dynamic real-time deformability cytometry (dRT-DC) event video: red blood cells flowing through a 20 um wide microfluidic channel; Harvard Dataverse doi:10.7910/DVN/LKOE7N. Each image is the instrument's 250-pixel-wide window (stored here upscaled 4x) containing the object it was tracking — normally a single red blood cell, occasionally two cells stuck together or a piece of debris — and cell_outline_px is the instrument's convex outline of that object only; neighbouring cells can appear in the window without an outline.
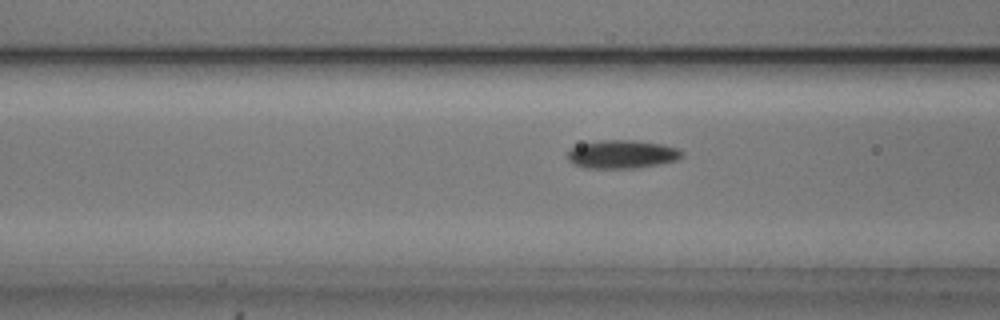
{"species": "common noctule bat (a hibernating species)", "species_latin": "Nyctalus noctula", "temperature_condition": "cold", "stored_images_in_passage": 54, "camera_frame_rate_fps": 3000, "um_per_image_px": 0.085, "animal": {"sex": "male", "body_mass_g": 20.5, "forearm_length_mm": 52.5}, "frame": {"image": 1, "passage_image": 21, "time_ms": 6.667, "image_size_px": [1000, 320], "cell_outline_px": [[684, 156], [676, 160], [660, 164], [636, 168], [584, 168], [572, 164], [568, 160], [568, 148], [580, 144], [600, 140], [632, 140], [660, 144], [680, 148], [684, 152]], "centroid_in_image_um": [52.86, 13.11], "position_along_channel_um": 113.7, "area_um2": 19.13}}
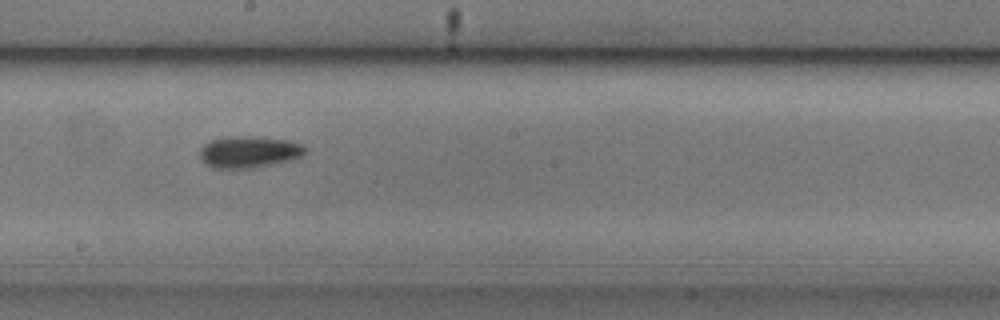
{"frame": {"image": 2, "passage_image": 30, "time_ms": 9.667, "image_size_px": [1000, 320], "cell_outline_px": [[308, 148], [300, 156], [288, 160], [248, 168], [212, 168], [200, 160], [200, 148], [204, 144], [212, 140], [224, 136], [260, 136], [288, 140], [300, 144]], "centroid_in_image_um": [21.1, 12.89], "position_along_channel_um": 227.1, "area_um2": 19.36}}
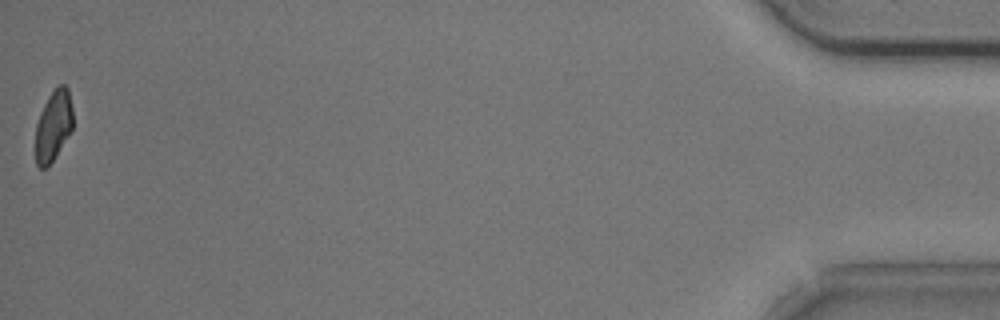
{"frame": {"image": 3, "passage_image": 54, "time_ms": 17.667, "image_size_px": [1000, 320], "cell_outline_px": [[72, 128], [48, 168], [40, 168], [36, 164], [36, 124], [40, 112], [48, 96], [60, 84], [64, 84], [68, 88], [72, 108]], "centroid_in_image_um": [4.52, 10.68], "position_along_channel_um": 430.7, "area_um2": 15.2}, "authors_computed_cell_mechanics": {"area_um2": 17.7157, "velocity_mm_per_s": 3.7652, "shape_relaxation_time_tau1_ms": 4.1872, "shape_relaxation_time_tau2_ms": null, "deformation_change_tau1": 0.0913, "deformation_change_tau2": null}}